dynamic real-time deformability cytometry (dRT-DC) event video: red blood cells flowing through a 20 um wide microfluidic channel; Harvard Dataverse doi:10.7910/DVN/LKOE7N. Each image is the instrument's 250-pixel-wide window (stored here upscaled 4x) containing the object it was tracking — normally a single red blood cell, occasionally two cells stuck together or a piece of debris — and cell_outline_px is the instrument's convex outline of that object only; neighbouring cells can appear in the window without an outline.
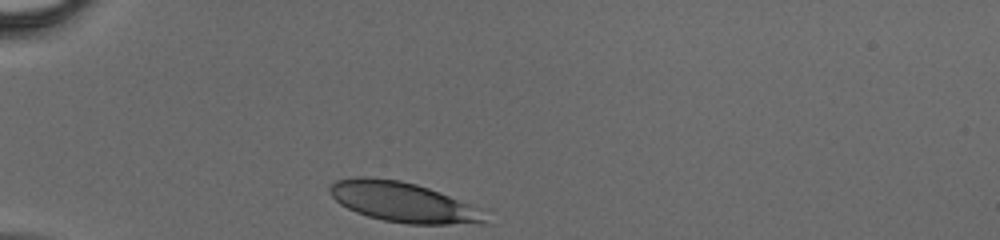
{"species": "human", "species_latin": "Homo sapiens", "temperature_condition": "cold", "stored_images_in_passage": 26, "camera_frame_rate_fps": 3000, "um_per_image_px": 0.085, "donor": {"sex": "male"}, "frame": {"image": 1, "passage_image": 1, "time_ms": 0.0, "image_size_px": [1000, 240], "cell_outline_px": [[492, 224], [408, 224], [384, 220], [368, 216], [356, 212], [340, 204], [328, 192], [328, 188], [336, 180], [356, 176], [368, 176], [400, 180], [416, 184], [428, 188], [480, 208]], "centroid_in_image_um": [34.28, 17.18], "position_along_channel_um": 50.7, "area_um2": 36.36}}
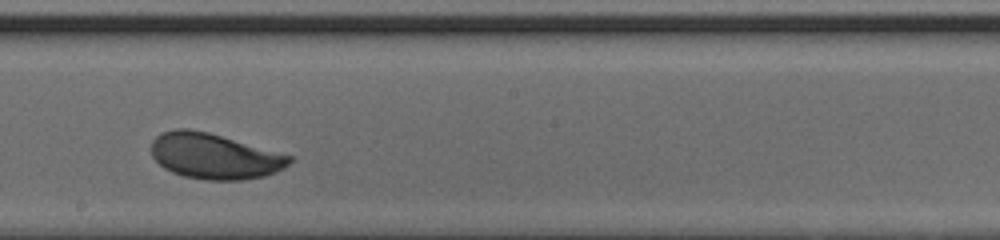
{"frame": {"image": 2, "passage_image": 15, "time_ms": 4.667, "image_size_px": [1000, 240], "cell_outline_px": [[292, 160], [284, 168], [276, 172], [264, 176], [240, 180], [204, 180], [184, 176], [172, 172], [164, 168], [152, 156], [152, 140], [160, 132], [176, 128], [188, 128], [208, 132], [292, 156]], "centroid_in_image_um": [18.19, 13.27], "position_along_channel_um": 230.0, "area_um2": 36.59}}
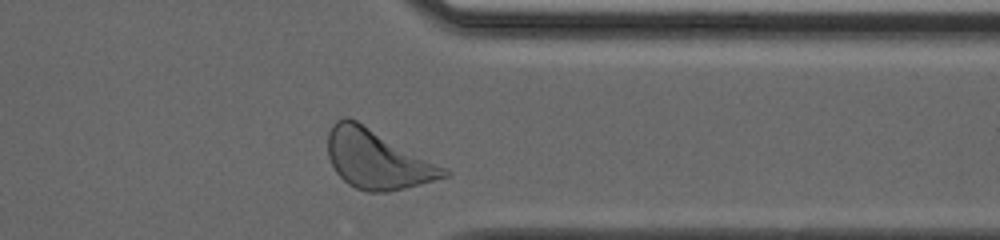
{"frame": {"image": 3, "passage_image": 25, "time_ms": 8.0, "image_size_px": [1000, 240], "cell_outline_px": [[452, 172], [448, 176], [420, 184], [388, 192], [368, 192], [356, 188], [348, 184], [336, 172], [328, 156], [328, 132], [332, 124], [336, 120], [344, 116], [348, 116], [356, 120], [448, 168]], "centroid_in_image_um": [32.07, 13.53], "position_along_channel_um": 379.3, "area_um2": 39.94}}